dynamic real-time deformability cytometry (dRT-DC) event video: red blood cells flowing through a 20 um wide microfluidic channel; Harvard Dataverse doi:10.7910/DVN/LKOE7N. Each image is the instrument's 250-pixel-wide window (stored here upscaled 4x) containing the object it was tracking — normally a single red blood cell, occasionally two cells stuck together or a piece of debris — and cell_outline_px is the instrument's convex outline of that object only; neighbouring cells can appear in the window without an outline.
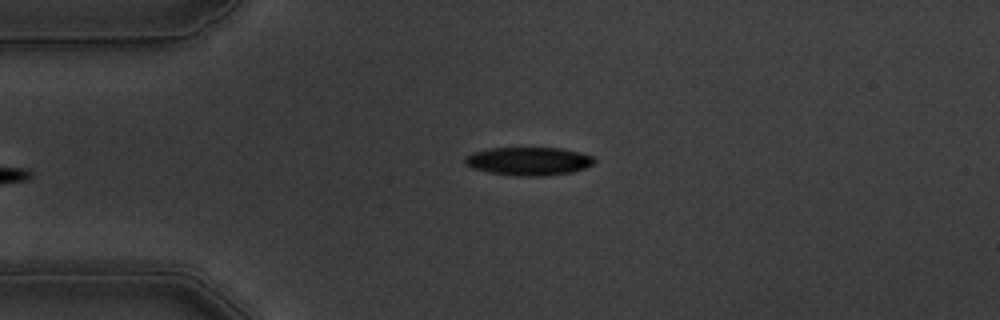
{"species": "common noctule bat (a hibernating species)", "species_latin": "Nyctalus noctula", "temperature_condition": "warm", "stored_images_in_passage": 39, "camera_frame_rate_fps": 3000, "um_per_image_px": 0.085, "animal": {"sex": "male", "body_mass_g": 19.5, "forearm_length_mm": 54.6}, "frame": {"image": 1, "passage_image": 1, "time_ms": 0.0, "image_size_px": [1000, 320], "cell_outline_px": [[596, 160], [592, 164], [584, 168], [572, 172], [544, 176], [516, 176], [488, 172], [472, 168], [464, 164], [464, 160], [472, 152], [492, 148], [560, 148], [592, 156]], "centroid_in_image_um": [44.91, 13.71], "position_along_channel_um": 40.1, "area_um2": 21.15}}
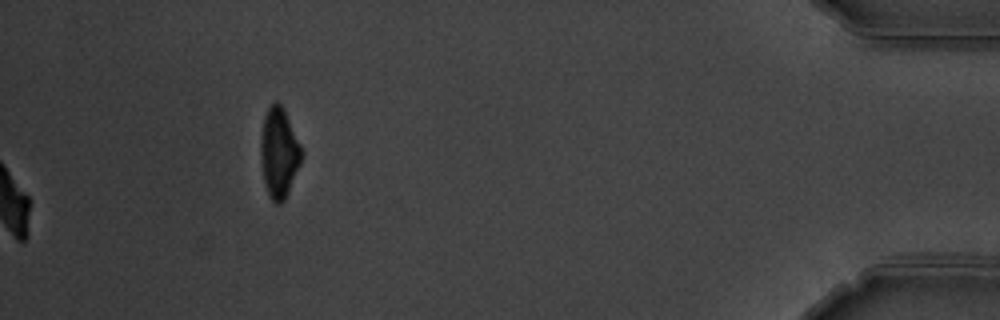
{"frame": {"image": 2, "passage_image": 39, "time_ms": 12.667, "image_size_px": [1000, 320], "cell_outline_px": [[300, 164], [288, 192], [284, 200], [280, 204], [276, 204], [268, 196], [264, 184], [260, 156], [260, 136], [264, 116], [268, 108], [276, 100], [284, 108], [300, 144]], "centroid_in_image_um": [23.68, 12.99], "position_along_channel_um": 411.5, "area_um2": 21.33}, "authors_computed_cell_mechanics": {"area_um2": 22.4842, "velocity_mm_per_s": 3.6155, "shape_relaxation_time_tau1_ms": 3.2595, "shape_relaxation_time_tau2_ms": 2.8678, "deformation_change_tau1": 0.1494, "deformation_change_tau2": 0.0946}}